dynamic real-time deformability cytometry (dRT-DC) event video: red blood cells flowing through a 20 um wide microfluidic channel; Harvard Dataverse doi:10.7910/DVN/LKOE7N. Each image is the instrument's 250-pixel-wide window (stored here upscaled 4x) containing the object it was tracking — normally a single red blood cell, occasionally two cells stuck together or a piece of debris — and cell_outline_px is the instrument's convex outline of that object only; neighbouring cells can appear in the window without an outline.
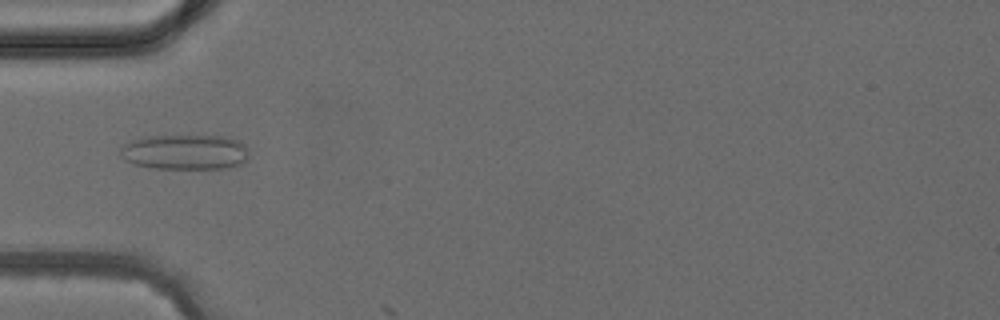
{"species": "common noctule bat (a hibernating species)", "species_latin": "Nyctalus noctula", "temperature_condition": "cold", "stored_images_in_passage": 1, "camera_frame_rate_fps": 3000, "um_per_image_px": 0.085, "animal": {"sex": "female", "body_mass_g": 24.6, "forearm_length_mm": 56.2}, "frame": {"image": 1, "passage_image": 1, "time_ms": 0.0, "image_size_px": [1000, 320], "cell_outline_px": [[248, 160], [240, 164], [228, 168], [156, 168], [136, 164], [124, 160], [120, 156], [120, 148], [124, 144], [132, 140], [144, 136], [228, 136], [240, 140], [248, 148]], "centroid_in_image_um": [15.76, 12.91], "position_along_channel_um": 69.2, "area_um2": 26.53}}